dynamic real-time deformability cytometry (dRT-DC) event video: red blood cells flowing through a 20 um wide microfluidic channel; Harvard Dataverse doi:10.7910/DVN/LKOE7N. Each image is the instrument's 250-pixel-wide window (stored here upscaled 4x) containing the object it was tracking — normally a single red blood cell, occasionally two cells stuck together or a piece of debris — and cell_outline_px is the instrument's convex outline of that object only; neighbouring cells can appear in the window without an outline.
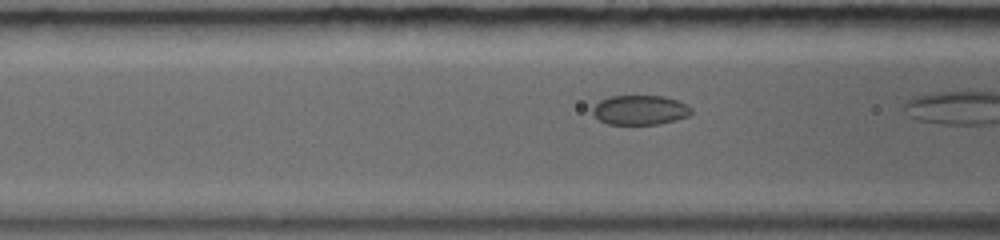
{"species": "common noctule bat (a hibernating species)", "species_latin": "Nyctalus noctula", "temperature_condition": "warm", "stored_images_in_passage": 10, "camera_frame_rate_fps": 5000, "um_per_image_px": 0.085, "animal": {"sex": "female", "body_mass_g": 19.0, "forearm_length_mm": 56.7}, "frame": {"image": 1, "passage_image": 6, "time_ms": 1.8, "image_size_px": [1000, 240], "cell_outline_px": [[692, 112], [688, 116], [656, 124], [608, 124], [600, 120], [592, 112], [596, 104], [600, 100], [612, 96], [664, 96], [676, 100], [692, 108]], "centroid_in_image_um": [54.39, 9.34], "position_along_channel_um": 112.2, "area_um2": 16.65}}
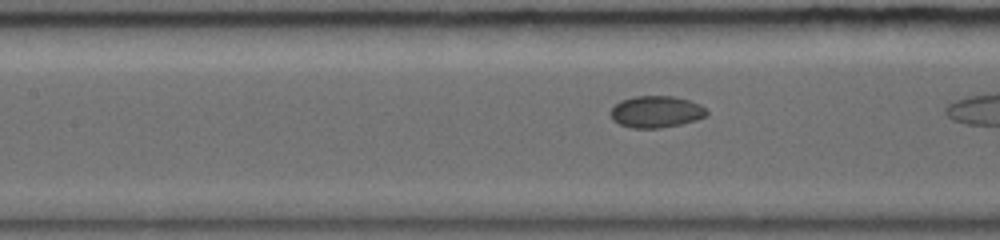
{"frame": {"image": 2, "passage_image": 9, "time_ms": 2.8, "image_size_px": [1000, 240], "cell_outline_px": [[708, 112], [704, 116], [680, 124], [660, 128], [632, 128], [620, 124], [612, 116], [612, 108], [620, 100], [632, 96], [672, 96], [688, 100], [704, 108]], "centroid_in_image_um": [55.73, 9.49], "position_along_channel_um": 151.7, "area_um2": 17.28}}